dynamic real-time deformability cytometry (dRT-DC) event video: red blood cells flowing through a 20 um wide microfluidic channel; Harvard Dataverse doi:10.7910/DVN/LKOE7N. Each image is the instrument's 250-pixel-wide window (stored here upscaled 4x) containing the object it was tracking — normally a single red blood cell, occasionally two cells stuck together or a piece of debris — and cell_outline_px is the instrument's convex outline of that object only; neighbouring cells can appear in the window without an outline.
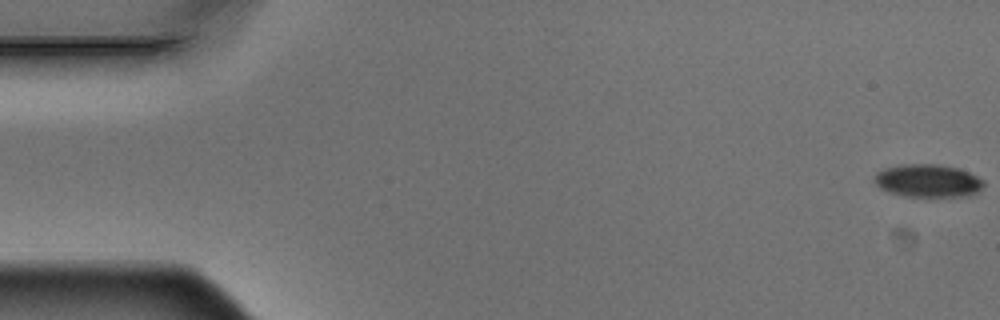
{"species": "Egyptian fruit bat (a non-hibernating species)", "species_latin": "Rousettus aegyptiacus", "temperature_condition": "warm", "stored_images_in_passage": 6, "camera_frame_rate_fps": 3000, "um_per_image_px": 0.085, "animal": {"sex": "male"}, "frame": {"image": 1, "passage_image": 1, "time_ms": 0.0, "image_size_px": [1000, 320], "cell_outline_px": [[984, 184], [976, 192], [968, 196], [904, 196], [888, 192], [880, 188], [872, 180], [872, 176], [876, 172], [884, 168], [900, 164], [940, 164], [956, 168], [968, 172], [984, 180]], "centroid_in_image_um": [78.8, 15.35], "position_along_channel_um": 6.2, "area_um2": 21.04}}
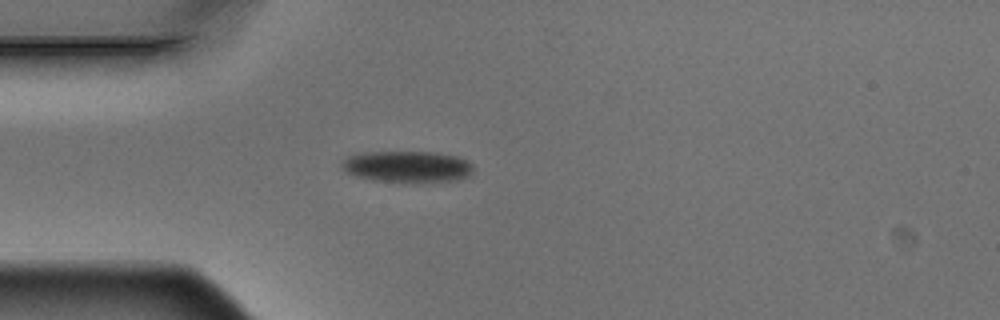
{"frame": {"image": 2, "passage_image": 5, "time_ms": 1.333, "image_size_px": [1000, 320], "cell_outline_px": [[472, 172], [468, 176], [460, 180], [416, 184], [372, 180], [356, 176], [344, 172], [340, 164], [348, 156], [360, 152], [436, 152], [456, 156], [468, 160], [472, 164]], "centroid_in_image_um": [34.63, 14.19], "position_along_channel_um": 50.4, "area_um2": 24.85}}